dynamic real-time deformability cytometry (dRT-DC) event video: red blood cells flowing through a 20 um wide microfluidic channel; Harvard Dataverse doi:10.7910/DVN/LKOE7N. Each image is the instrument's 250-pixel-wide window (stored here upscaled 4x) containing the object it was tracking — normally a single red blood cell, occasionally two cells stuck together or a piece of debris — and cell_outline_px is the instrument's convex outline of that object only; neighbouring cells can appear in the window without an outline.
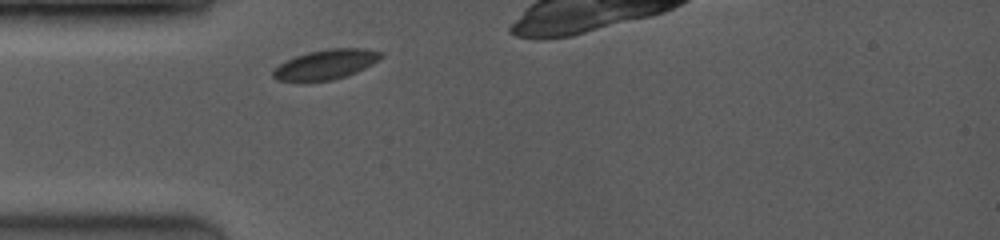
{"species": "common noctule bat (a hibernating species)", "species_latin": "Nyctalus noctula", "temperature_condition": "room temperature", "stored_images_in_passage": 1, "camera_frame_rate_fps": 3500, "um_per_image_px": 0.085, "animal": {"sex": "female", "body_mass_g": 19.0, "forearm_length_mm": 53.3}, "frame": {"image": 1, "passage_image": 1, "time_ms": 0.0, "image_size_px": [1000, 240], "cell_outline_px": [[384, 56], [372, 64], [356, 72], [332, 80], [304, 84], [276, 80], [272, 76], [272, 72], [280, 64], [296, 56], [308, 52], [328, 48], [364, 48], [384, 52]], "centroid_in_image_um": [27.67, 5.51], "position_along_channel_um": 57.3, "area_um2": 19.19}}